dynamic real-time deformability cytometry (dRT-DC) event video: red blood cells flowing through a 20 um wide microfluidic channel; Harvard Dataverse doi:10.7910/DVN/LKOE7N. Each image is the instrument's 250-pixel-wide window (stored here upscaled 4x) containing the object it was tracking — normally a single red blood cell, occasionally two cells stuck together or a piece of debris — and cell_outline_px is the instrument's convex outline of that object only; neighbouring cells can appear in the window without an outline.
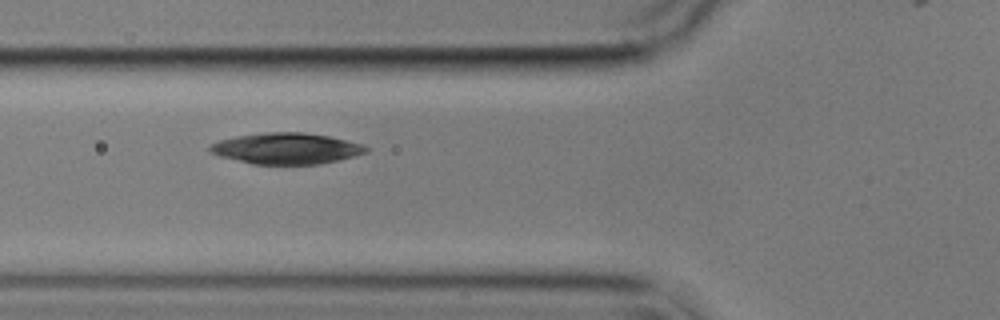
{"species": "common noctule bat (a hibernating species)", "species_latin": "Nyctalus noctula", "temperature_condition": "cold", "stored_images_in_passage": 7, "camera_frame_rate_fps": 3000, "um_per_image_px": 0.085, "animal": {"sex": "male", "body_mass_g": 17.9}, "frame": {"image": 1, "passage_image": 3, "time_ms": 2.0, "image_size_px": [1000, 320], "cell_outline_px": [[368, 152], [320, 164], [252, 164], [220, 156], [208, 152], [208, 148], [212, 144], [220, 140], [236, 136], [264, 132], [304, 132], [328, 136], [360, 144], [368, 148]], "centroid_in_image_um": [24.29, 12.62], "position_along_channel_um": 101.5, "area_um2": 28.03}}
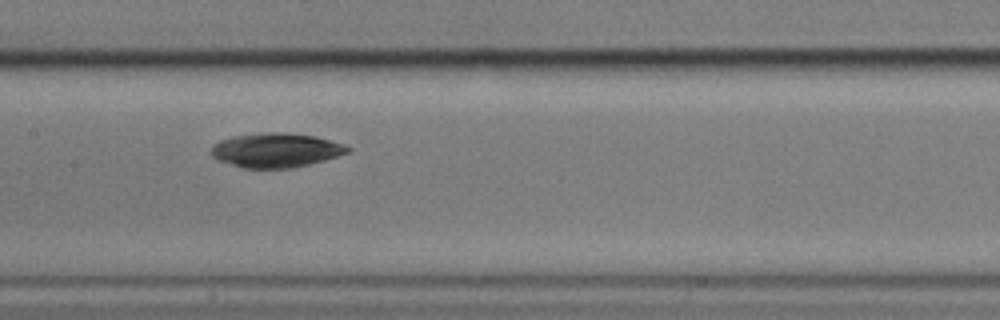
{"frame": {"image": 2, "passage_image": 5, "time_ms": 4.333, "image_size_px": [1000, 320], "cell_outline_px": [[352, 152], [324, 160], [292, 168], [240, 168], [216, 160], [212, 156], [212, 148], [220, 140], [232, 136], [268, 132], [284, 132], [316, 136], [344, 144], [352, 148]], "centroid_in_image_um": [23.48, 12.77], "position_along_channel_um": 183.9, "area_um2": 27.46}}
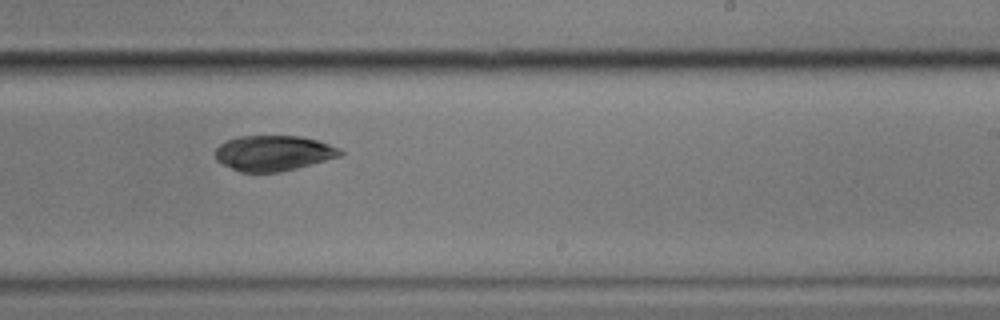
{"frame": {"image": 3, "passage_image": 7, "time_ms": 6.667, "image_size_px": [1000, 320], "cell_outline_px": [[344, 152], [340, 156], [296, 168], [280, 172], [240, 172], [216, 160], [216, 148], [220, 144], [228, 140], [240, 136], [300, 136], [316, 140], [340, 148]], "centroid_in_image_um": [23.24, 13.01], "position_along_channel_um": 265.8, "area_um2": 25.49}}